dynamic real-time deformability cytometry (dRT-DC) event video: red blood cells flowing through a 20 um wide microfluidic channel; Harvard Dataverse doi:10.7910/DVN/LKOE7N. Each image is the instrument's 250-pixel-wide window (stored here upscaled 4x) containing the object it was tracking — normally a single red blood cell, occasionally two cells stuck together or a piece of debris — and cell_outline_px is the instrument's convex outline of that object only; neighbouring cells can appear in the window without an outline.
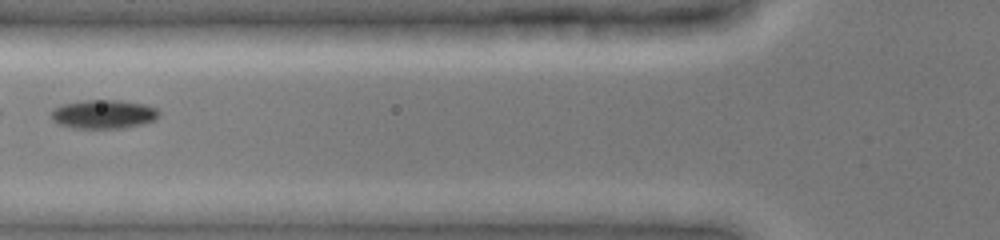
{"species": "common noctule bat (a hibernating species)", "species_latin": "Nyctalus noctula", "temperature_condition": "cold", "stored_images_in_passage": 9, "camera_frame_rate_fps": 3000, "um_per_image_px": 0.085, "animal": {"sex": "female", "body_mass_g": 19.0, "forearm_length_mm": 51.5}, "frame": {"image": 1, "passage_image": 3, "time_ms": 1.333, "image_size_px": [1000, 240], "cell_outline_px": [[160, 116], [156, 120], [144, 124], [124, 128], [72, 128], [60, 124], [52, 120], [52, 112], [56, 108], [64, 104], [84, 100], [120, 100], [144, 104], [156, 108], [160, 112]], "centroid_in_image_um": [8.87, 9.71], "position_along_channel_um": 116.9, "area_um2": 18.15}}
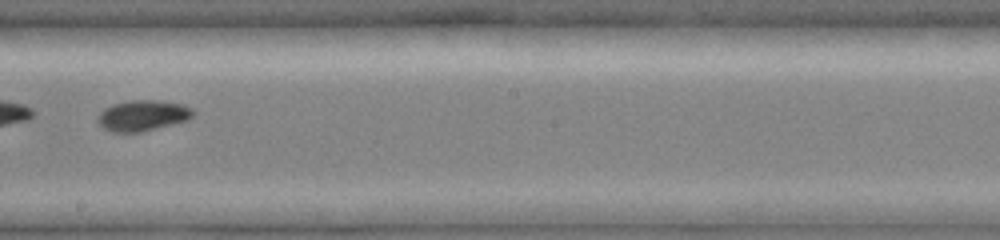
{"frame": {"image": 2, "passage_image": 8, "time_ms": 4.333, "image_size_px": [1000, 240], "cell_outline_px": [[196, 112], [188, 120], [140, 132], [112, 132], [104, 128], [96, 120], [96, 116], [104, 108], [112, 104], [128, 100], [160, 100], [184, 104], [192, 108]], "centroid_in_image_um": [12.13, 9.8], "position_along_channel_um": 236.1, "area_um2": 17.28}}